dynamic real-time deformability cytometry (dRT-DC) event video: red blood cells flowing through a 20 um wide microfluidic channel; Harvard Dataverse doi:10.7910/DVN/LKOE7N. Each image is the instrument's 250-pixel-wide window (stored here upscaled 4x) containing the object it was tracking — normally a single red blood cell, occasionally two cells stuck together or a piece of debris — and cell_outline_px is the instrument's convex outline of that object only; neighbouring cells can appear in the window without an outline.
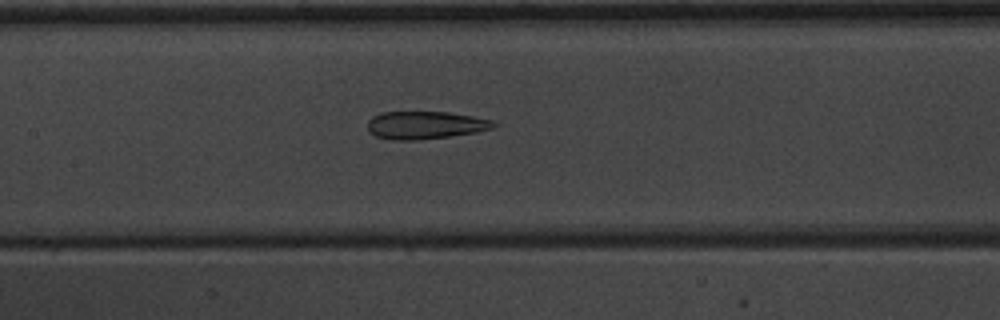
{"species": "common noctule bat (a hibernating species)", "species_latin": "Nyctalus noctula", "temperature_condition": "warm", "stored_images_in_passage": 51, "camera_frame_rate_fps": 3000, "um_per_image_px": 0.085, "animal": {"sex": "male", "body_mass_g": 20.1, "forearm_length_mm": 53.5}, "frame": {"image": 1, "passage_image": 25, "time_ms": 8.0, "image_size_px": [1000, 320], "cell_outline_px": [[496, 124], [492, 128], [476, 132], [448, 136], [416, 140], [392, 140], [376, 136], [368, 132], [368, 120], [372, 116], [380, 112], [448, 112], [472, 116], [492, 120]], "centroid_in_image_um": [36.09, 10.63], "position_along_channel_um": 171.3, "area_um2": 20.29}}
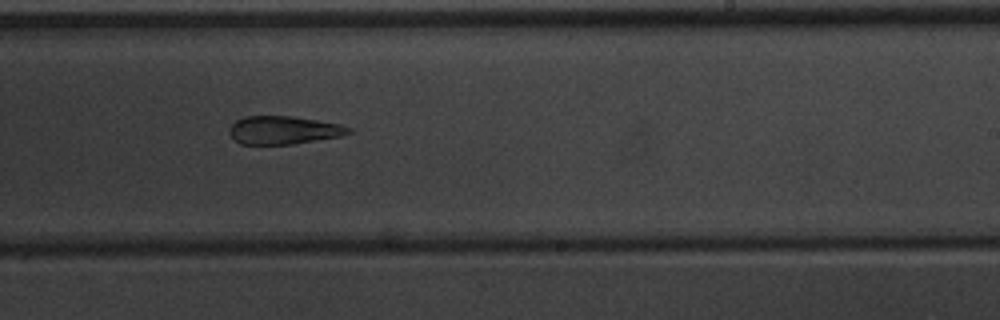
{"frame": {"image": 2, "passage_image": 32, "time_ms": 10.333, "image_size_px": [1000, 320], "cell_outline_px": [[352, 132], [340, 136], [292, 144], [240, 144], [228, 132], [228, 128], [236, 120], [244, 116], [292, 116], [340, 124], [352, 128]], "centroid_in_image_um": [24.09, 11.05], "position_along_channel_um": 264.9, "area_um2": 19.48}}
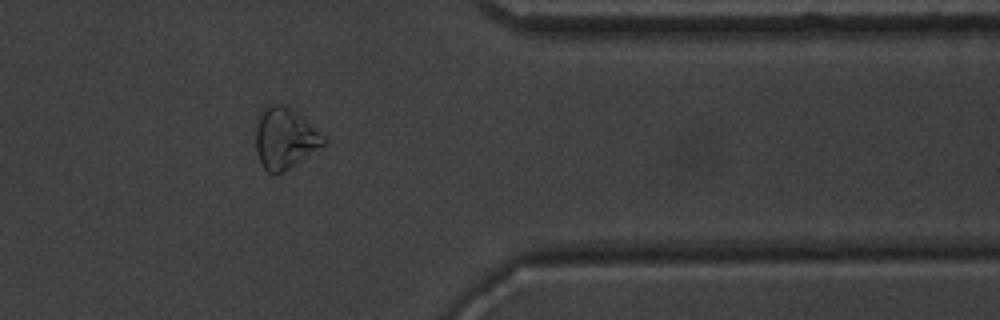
{"frame": {"image": 3, "passage_image": 42, "time_ms": 13.667, "image_size_px": [1000, 320], "cell_outline_px": [[328, 140], [324, 144], [284, 172], [276, 176], [268, 172], [260, 164], [256, 152], [256, 128], [264, 108], [272, 104], [284, 104], [324, 136]], "centroid_in_image_um": [24.18, 11.81], "position_along_channel_um": 387.2, "area_um2": 23.52}, "authors_computed_cell_mechanics": {"area_um2": 24.5072, "velocity_mm_per_s": 4.0281, "shape_relaxation_time_tau1_ms": null, "shape_relaxation_time_tau2_ms": 3.0212, "deformation_change_tau1": null, "deformation_change_tau2": 0.1339}}